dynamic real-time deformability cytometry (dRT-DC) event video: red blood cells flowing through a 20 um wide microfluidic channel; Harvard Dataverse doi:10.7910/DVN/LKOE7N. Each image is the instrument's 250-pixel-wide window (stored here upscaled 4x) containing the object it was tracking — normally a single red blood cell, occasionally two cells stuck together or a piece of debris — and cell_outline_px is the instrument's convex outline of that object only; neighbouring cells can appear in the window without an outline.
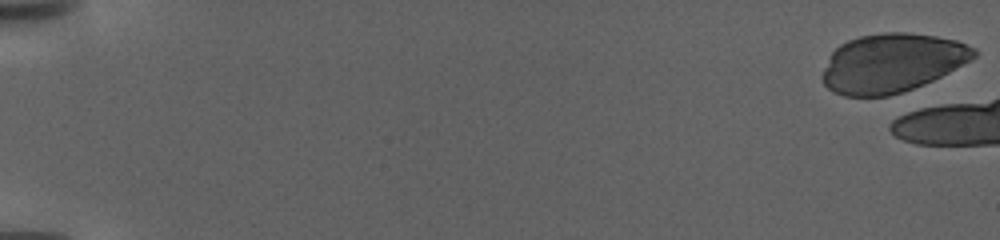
{"species": "human", "species_latin": "Homo sapiens", "temperature_condition": "warm", "stored_images_in_passage": 19, "camera_frame_rate_fps": 3000, "um_per_image_px": 0.085, "donor": {"sex": "female"}, "frame": {"image": 1, "passage_image": 1, "time_ms": 0.0, "image_size_px": [1000, 240], "cell_outline_px": [[976, 56], [948, 72], [924, 84], [888, 96], [844, 96], [832, 92], [824, 84], [820, 76], [832, 52], [840, 44], [848, 40], [860, 36], [884, 32], [908, 32], [936, 36], [956, 40], [976, 48]], "centroid_in_image_um": [75.78, 5.35], "position_along_channel_um": 9.2, "area_um2": 51.73}}